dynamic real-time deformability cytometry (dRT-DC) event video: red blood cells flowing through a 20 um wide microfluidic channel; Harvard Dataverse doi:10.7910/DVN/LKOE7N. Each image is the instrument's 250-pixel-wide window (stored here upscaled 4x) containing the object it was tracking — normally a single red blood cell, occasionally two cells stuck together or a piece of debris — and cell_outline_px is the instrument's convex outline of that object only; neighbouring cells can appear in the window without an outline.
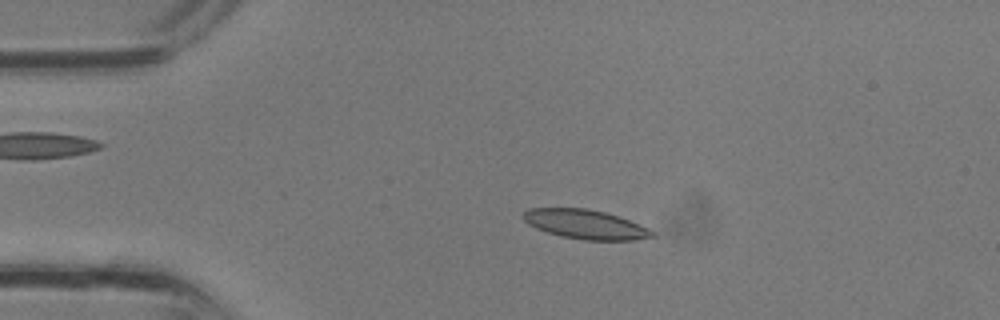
{"species": "common noctule bat (a hibernating species)", "species_latin": "Nyctalus noctula", "temperature_condition": "room temperature", "stored_images_in_passage": 27, "camera_frame_rate_fps": 3000, "um_per_image_px": 0.085, "animal": {"sex": "male", "body_mass_g": 13.3}, "frame": {"image": 1, "passage_image": 1, "time_ms": 0.0, "image_size_px": [1000, 320], "cell_outline_px": [[656, 236], [636, 240], [584, 240], [564, 236], [548, 232], [536, 228], [528, 224], [524, 220], [524, 212], [528, 208], [588, 208], [620, 216], [648, 228], [656, 232]], "centroid_in_image_um": [49.81, 19.06], "position_along_channel_um": 35.2, "area_um2": 21.96}}
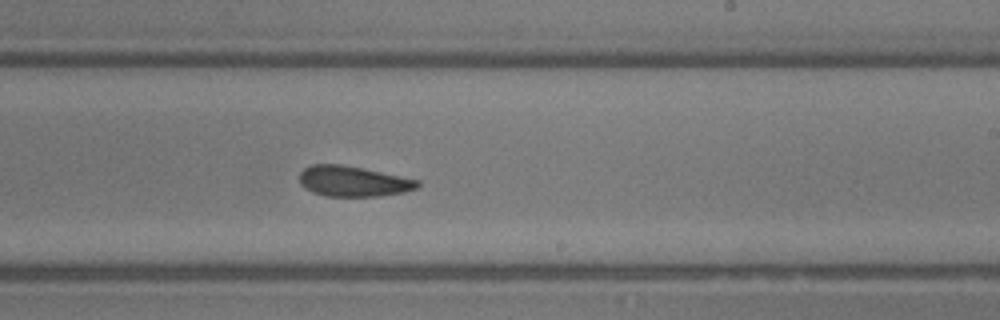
{"frame": {"image": 2, "passage_image": 14, "time_ms": 4.333, "image_size_px": [1000, 320], "cell_outline_px": [[420, 188], [404, 192], [380, 196], [324, 196], [312, 192], [304, 188], [300, 184], [300, 172], [304, 168], [312, 164], [340, 164], [420, 180]], "centroid_in_image_um": [30.01, 15.42], "position_along_channel_um": 259.0, "area_um2": 20.98}}
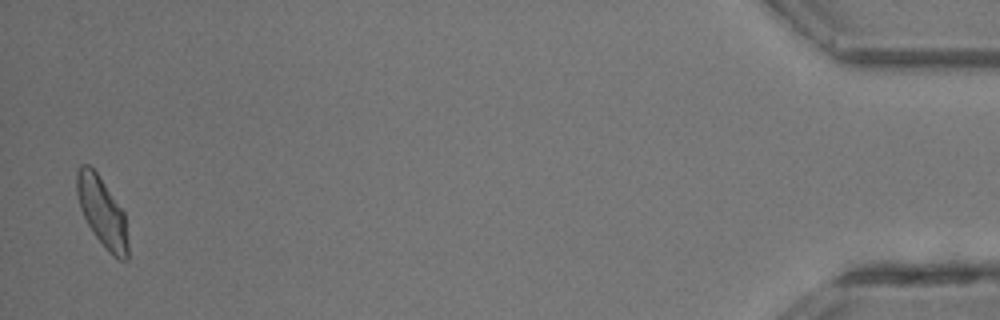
{"frame": {"image": 3, "passage_image": 27, "time_ms": 8.667, "image_size_px": [1000, 320], "cell_outline_px": [[128, 260], [120, 260], [112, 256], [104, 248], [92, 232], [80, 208], [76, 192], [76, 172], [80, 164], [88, 164], [96, 172], [124, 212], [128, 244]], "centroid_in_image_um": [8.67, 18.05], "position_along_channel_um": 426.5, "area_um2": 20.69}}